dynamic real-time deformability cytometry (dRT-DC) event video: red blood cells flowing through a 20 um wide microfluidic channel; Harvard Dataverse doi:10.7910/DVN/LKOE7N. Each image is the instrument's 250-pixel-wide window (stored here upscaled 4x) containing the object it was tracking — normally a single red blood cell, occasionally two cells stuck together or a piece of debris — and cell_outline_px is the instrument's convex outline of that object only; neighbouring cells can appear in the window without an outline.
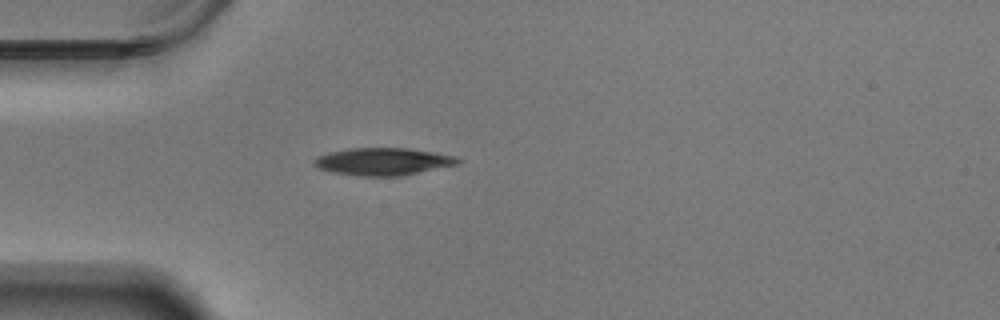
{"species": "Egyptian fruit bat (a non-hibernating species)", "species_latin": "Rousettus aegyptiacus", "temperature_condition": "warm", "stored_images_in_passage": 42, "camera_frame_rate_fps": 3000, "um_per_image_px": 0.085, "animal": {"sex": "male"}, "frame": {"image": 1, "passage_image": 1, "time_ms": 0.0, "image_size_px": [1000, 320], "cell_outline_px": [[460, 160], [456, 164], [400, 176], [360, 176], [332, 172], [320, 168], [312, 164], [312, 160], [316, 156], [328, 152], [348, 148], [408, 148], [456, 156]], "centroid_in_image_um": [32.48, 13.72], "position_along_channel_um": 52.5, "area_um2": 22.83}}
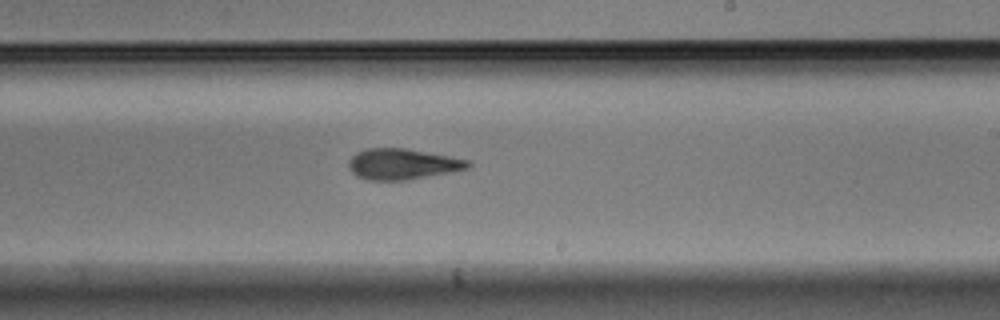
{"frame": {"image": 2, "passage_image": 19, "time_ms": 6.0, "image_size_px": [1000, 320], "cell_outline_px": [[472, 164], [468, 168], [452, 172], [404, 180], [368, 180], [356, 176], [348, 168], [348, 160], [356, 152], [368, 148], [404, 148], [472, 160]], "centroid_in_image_um": [34.21, 13.94], "position_along_channel_um": 254.8, "area_um2": 21.5}}
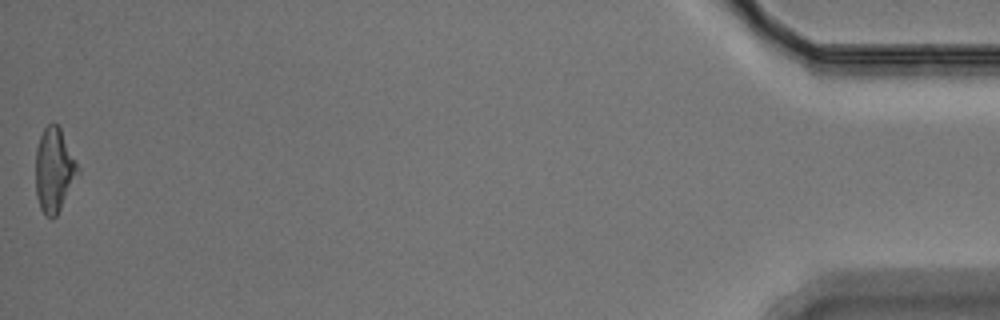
{"frame": {"image": 3, "passage_image": 42, "time_ms": 13.667, "image_size_px": [1000, 320], "cell_outline_px": [[80, 172], [56, 216], [52, 220], [44, 216], [40, 208], [36, 196], [36, 148], [40, 136], [44, 128], [48, 124], [56, 124], [60, 128], [80, 168]], "centroid_in_image_um": [4.6, 14.49], "position_along_channel_um": 430.6, "area_um2": 20.75}, "authors_computed_cell_mechanics": {"area_um2": 21.5016, "velocity_mm_per_s": 3.5241, "shape_relaxation_time_tau1_ms": 5.478, "shape_relaxation_time_tau2_ms": 4.9533, "deformation_change_tau1": 0.1632, "deformation_change_tau2": 0.1456}}